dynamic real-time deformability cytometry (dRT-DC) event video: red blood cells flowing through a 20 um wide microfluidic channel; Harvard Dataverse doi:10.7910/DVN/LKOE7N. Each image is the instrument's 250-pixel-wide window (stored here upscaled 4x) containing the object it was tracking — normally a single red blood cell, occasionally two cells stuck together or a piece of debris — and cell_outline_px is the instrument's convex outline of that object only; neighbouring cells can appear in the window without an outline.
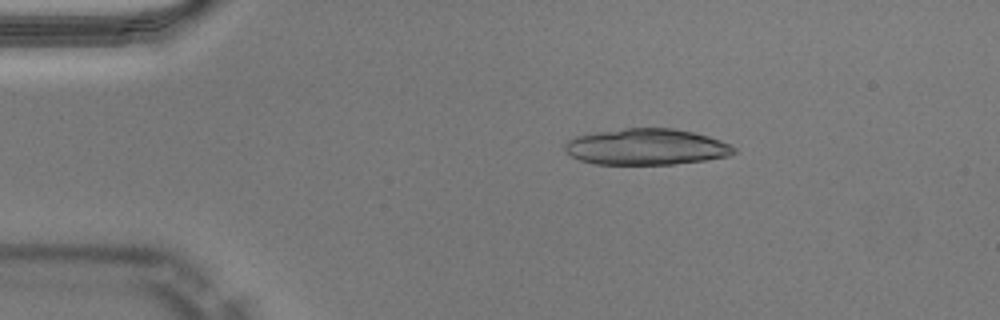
{"species": "Egyptian fruit bat (a non-hibernating species)", "species_latin": "Rousettus aegyptiacus", "temperature_condition": "warm", "stored_images_in_passage": 48, "camera_frame_rate_fps": 3000, "um_per_image_px": 0.085, "animal": {"sex": "male"}, "frame": {"image": 1, "passage_image": 8, "time_ms": 2.333, "image_size_px": [1000, 320], "cell_outline_px": [[736, 152], [728, 156], [708, 160], [672, 164], [596, 164], [580, 160], [572, 156], [564, 148], [564, 144], [568, 140], [576, 136], [596, 132], [624, 128], [672, 128], [692, 132], [708, 136], [732, 144], [736, 148]], "centroid_in_image_um": [54.97, 12.48], "position_along_channel_um": 30.0, "area_um2": 35.66}}